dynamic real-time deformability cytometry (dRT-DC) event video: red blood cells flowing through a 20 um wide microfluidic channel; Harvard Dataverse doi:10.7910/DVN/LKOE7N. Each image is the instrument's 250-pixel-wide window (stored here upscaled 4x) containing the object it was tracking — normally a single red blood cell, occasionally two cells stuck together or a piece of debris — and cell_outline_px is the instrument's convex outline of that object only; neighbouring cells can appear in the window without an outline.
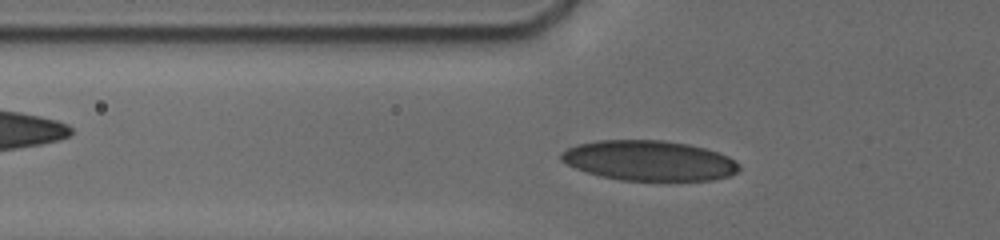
{"species": "human", "species_latin": "Homo sapiens", "temperature_condition": "cold", "stored_images_in_passage": 64, "camera_frame_rate_fps": 3000, "um_per_image_px": 0.085, "donor": {"sex": "male"}, "frame": {"image": 1, "passage_image": 14, "time_ms": 3.333, "image_size_px": [1000, 240], "cell_outline_px": [[740, 168], [736, 172], [728, 176], [712, 180], [620, 180], [600, 176], [576, 168], [560, 160], [560, 152], [576, 144], [600, 140], [664, 140], [688, 144], [704, 148], [728, 156], [740, 164]], "centroid_in_image_um": [55.16, 13.64], "position_along_channel_um": 70.6, "area_um2": 41.5}}
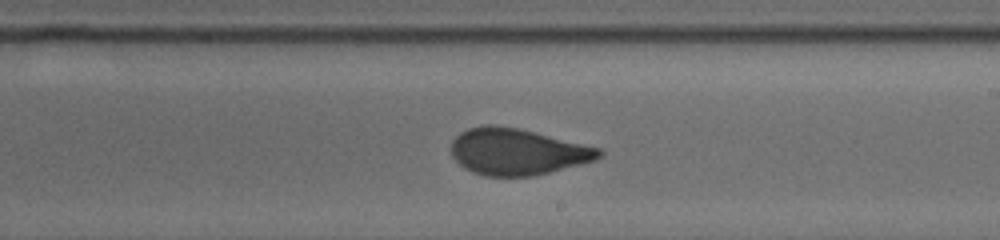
{"frame": {"image": 2, "passage_image": 33, "time_ms": 8.0, "image_size_px": [1000, 240], "cell_outline_px": [[604, 156], [596, 160], [532, 176], [484, 176], [472, 172], [464, 168], [452, 156], [452, 140], [460, 132], [468, 128], [484, 124], [496, 124], [516, 128], [604, 148]], "centroid_in_image_um": [43.99, 12.89], "position_along_channel_um": 245.0, "area_um2": 40.17}}
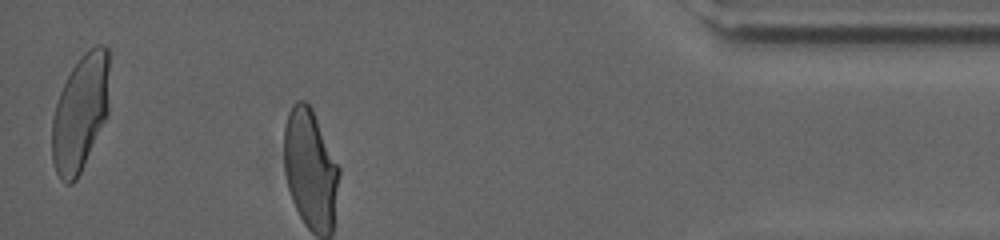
{"frame": {"image": 3, "passage_image": 63, "time_ms": 13.333, "image_size_px": [1000, 240], "cell_outline_px": [[108, 112], [80, 172], [76, 180], [72, 184], [64, 184], [60, 180], [56, 172], [52, 160], [52, 120], [56, 104], [60, 92], [72, 68], [80, 56], [84, 52], [96, 44], [104, 44], [108, 48]], "centroid_in_image_um": [6.81, 9.58], "position_along_channel_um": 428.4, "area_um2": 38.67}, "authors_computed_cell_mechanics": {"area_um2": 39.7086, "velocity_mm_per_s": 3.7815, "shape_relaxation_time_tau1_ms": 6.591, "shape_relaxation_time_tau2_ms": 0.6274, "deformation_change_tau1": 0.1973, "deformation_change_tau2": 0.0695}}